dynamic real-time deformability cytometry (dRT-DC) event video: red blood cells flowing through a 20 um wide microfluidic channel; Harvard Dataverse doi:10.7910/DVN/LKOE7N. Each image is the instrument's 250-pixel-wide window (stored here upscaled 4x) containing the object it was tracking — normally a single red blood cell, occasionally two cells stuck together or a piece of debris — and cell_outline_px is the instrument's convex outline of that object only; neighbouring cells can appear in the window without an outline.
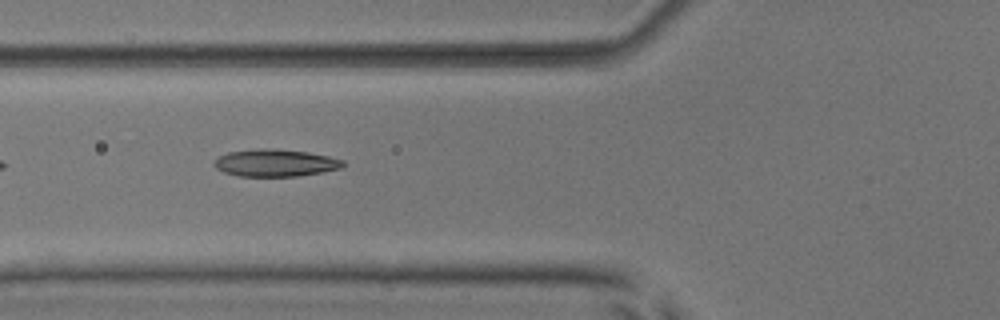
{"species": "common noctule bat (a hibernating species)", "species_latin": "Nyctalus noctula", "temperature_condition": "room temperature", "stored_images_in_passage": 6, "camera_frame_rate_fps": 3000, "um_per_image_px": 0.085, "animal": {"sex": "male", "body_mass_g": 17.9, "forearm_length_mm": 54.2}, "frame": {"image": 1, "passage_image": 6, "time_ms": 5.667, "image_size_px": [1000, 320], "cell_outline_px": [[344, 164], [340, 168], [324, 172], [296, 176], [240, 176], [224, 172], [216, 168], [212, 164], [220, 156], [228, 152], [260, 148], [264, 148], [308, 152], [328, 156], [344, 160]], "centroid_in_image_um": [23.4, 13.85], "position_along_channel_um": 102.4, "area_um2": 20.29}}